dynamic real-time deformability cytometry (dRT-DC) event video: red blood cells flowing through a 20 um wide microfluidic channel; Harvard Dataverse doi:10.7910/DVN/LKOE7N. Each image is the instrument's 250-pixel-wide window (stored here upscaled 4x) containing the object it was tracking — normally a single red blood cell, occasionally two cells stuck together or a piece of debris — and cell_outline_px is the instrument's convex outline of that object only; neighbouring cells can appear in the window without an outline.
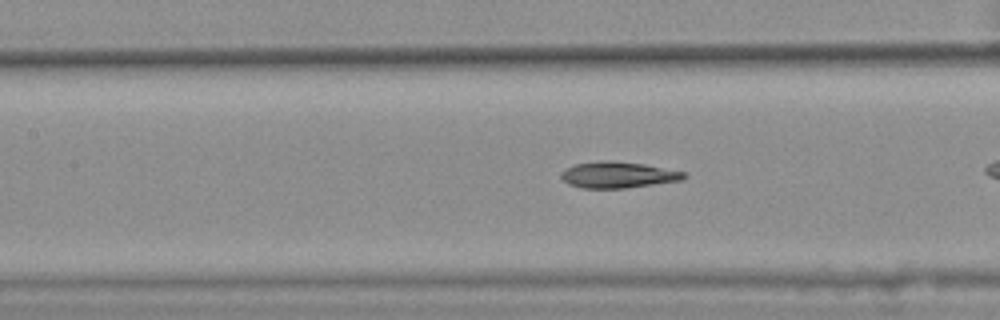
{"species": "common noctule bat (a hibernating species)", "species_latin": "Nyctalus noctula", "temperature_condition": "warm", "stored_images_in_passage": 43, "camera_frame_rate_fps": 3000, "um_per_image_px": 0.085, "animal": {"sex": "female", "body_mass_g": 25.1}, "frame": {"image": 1, "passage_image": 19, "time_ms": 6.0, "image_size_px": [1000, 320], "cell_outline_px": [[688, 176], [680, 180], [624, 188], [580, 188], [568, 184], [560, 176], [560, 172], [576, 164], [608, 160], [644, 164], [684, 172]], "centroid_in_image_um": [52.5, 14.87], "position_along_channel_um": 154.9, "area_um2": 18.44}, "authors_computed_cell_mechanics": {"area_um2": 18.785, "velocity_mm_per_s": 3.6119, "shape_relaxation_time_tau1_ms": null, "shape_relaxation_time_tau2_ms": 2.9352, "deformation_change_tau1": null, "deformation_change_tau2": 0.1058}}